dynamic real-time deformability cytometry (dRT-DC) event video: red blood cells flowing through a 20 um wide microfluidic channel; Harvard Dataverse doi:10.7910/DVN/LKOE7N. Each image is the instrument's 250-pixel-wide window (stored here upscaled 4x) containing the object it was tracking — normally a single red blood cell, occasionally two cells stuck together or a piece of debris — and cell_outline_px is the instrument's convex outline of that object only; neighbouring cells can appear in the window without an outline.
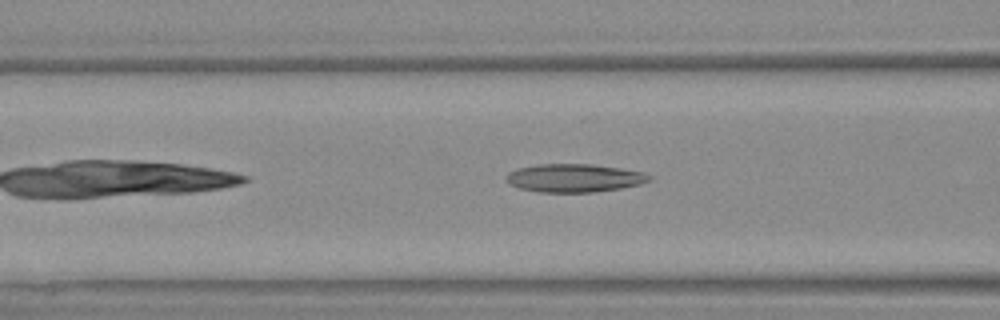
{"species": "Egyptian fruit bat (a non-hibernating species)", "species_latin": "Rousettus aegyptiacus", "temperature_condition": "warm", "stored_images_in_passage": 36, "camera_frame_rate_fps": 3000, "um_per_image_px": 0.085, "animal": {"sex": "female"}, "frame": {"image": 1, "passage_image": 7, "time_ms": 2.0, "image_size_px": [1000, 320], "cell_outline_px": [[652, 180], [640, 184], [620, 188], [592, 192], [536, 192], [520, 188], [508, 184], [504, 180], [504, 176], [508, 172], [520, 168], [540, 164], [592, 164], [620, 168], [644, 172], [652, 176]], "centroid_in_image_um": [48.79, 15.13], "position_along_channel_um": 117.8, "area_um2": 23.64}}
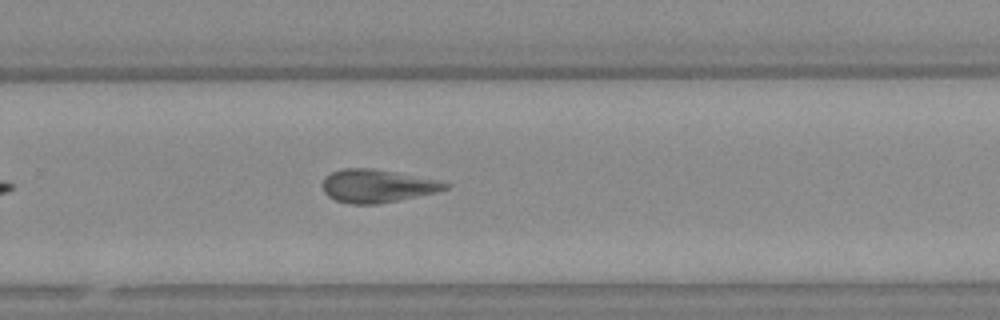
{"frame": {"image": 2, "passage_image": 20, "time_ms": 6.333, "image_size_px": [1000, 320], "cell_outline_px": [[452, 184], [448, 188], [436, 192], [380, 204], [352, 204], [336, 200], [328, 196], [324, 192], [324, 176], [332, 172], [344, 168], [372, 168], [396, 172], [436, 180]], "centroid_in_image_um": [32.06, 15.8], "position_along_channel_um": 297.7, "area_um2": 23.47}}
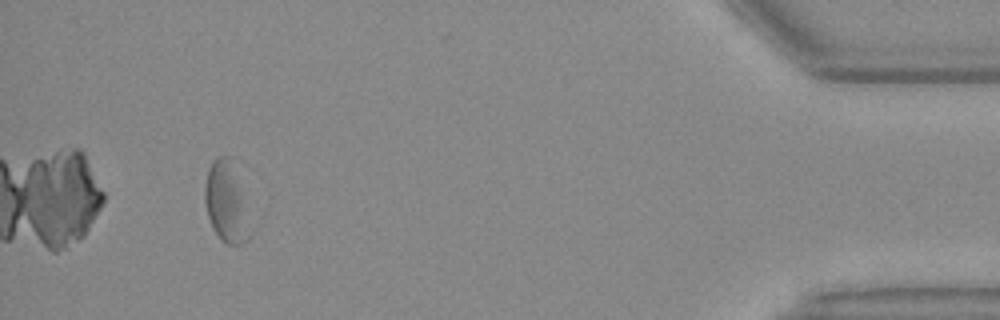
{"frame": {"image": 3, "passage_image": 33, "time_ms": 10.667, "image_size_px": [1000, 320], "cell_outline_px": [[248, 240], [244, 244], [228, 244], [220, 240], [212, 228], [208, 216], [204, 200], [204, 188], [208, 168], [216, 156], [228, 156], [240, 192], [248, 236]], "centroid_in_image_um": [19.11, 17.23], "position_along_channel_um": 416.1, "area_um2": 19.65}, "authors_computed_cell_mechanics": {"area_um2": 23.0622, "velocity_mm_per_s": 4.1721, "shape_relaxation_time_tau1_ms": null, "shape_relaxation_time_tau2_ms": 3.5608, "deformation_change_tau1": null, "deformation_change_tau2": 0.1295}}